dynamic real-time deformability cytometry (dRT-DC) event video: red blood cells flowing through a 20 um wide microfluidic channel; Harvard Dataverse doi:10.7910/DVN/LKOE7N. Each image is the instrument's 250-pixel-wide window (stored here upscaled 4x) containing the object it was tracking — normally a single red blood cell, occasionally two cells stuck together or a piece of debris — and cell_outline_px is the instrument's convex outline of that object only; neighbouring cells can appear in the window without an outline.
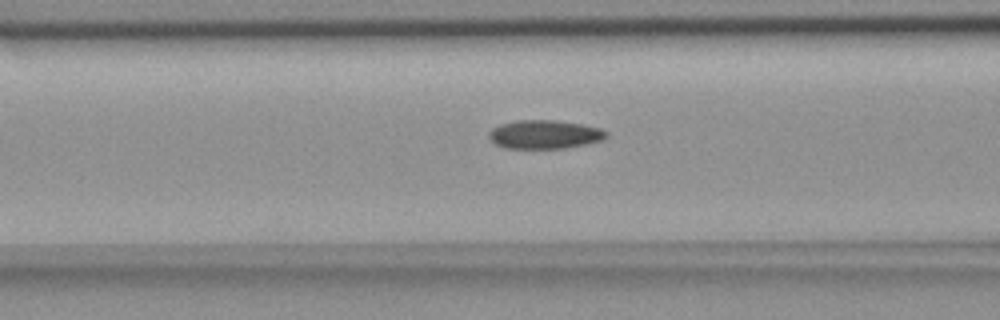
{"species": "common noctule bat (a hibernating species)", "species_latin": "Nyctalus noctula", "temperature_condition": "room temperature", "stored_images_in_passage": 38, "camera_frame_rate_fps": 3000, "um_per_image_px": 0.085, "animal": {"sex": "female", "body_mass_g": 18.4}, "frame": {"image": 1, "passage_image": 11, "time_ms": 3.333, "image_size_px": [1000, 320], "cell_outline_px": [[608, 136], [604, 140], [564, 148], [504, 148], [496, 144], [488, 136], [488, 132], [492, 128], [500, 124], [520, 120], [552, 120], [580, 124], [600, 128], [608, 132]], "centroid_in_image_um": [46.29, 11.43], "position_along_channel_um": 120.3, "area_um2": 19.48}}
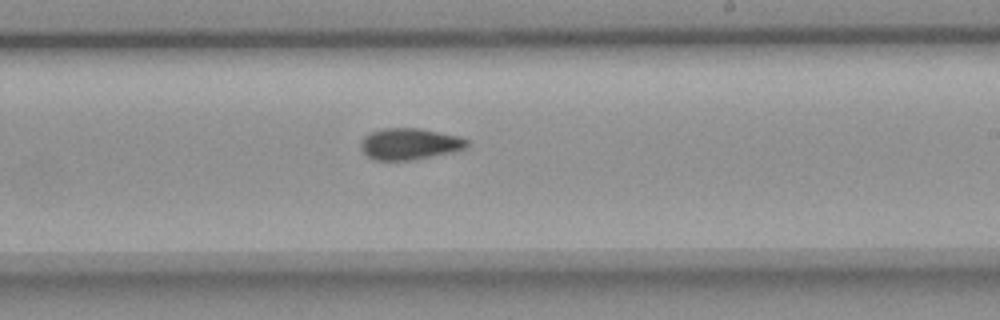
{"frame": {"image": 2, "passage_image": 22, "time_ms": 7.0, "image_size_px": [1000, 320], "cell_outline_px": [[468, 144], [464, 148], [452, 152], [412, 160], [376, 160], [368, 156], [360, 148], [360, 140], [368, 132], [384, 128], [420, 128], [460, 136], [468, 140]], "centroid_in_image_um": [34.78, 12.22], "position_along_channel_um": 254.2, "area_um2": 19.54}}
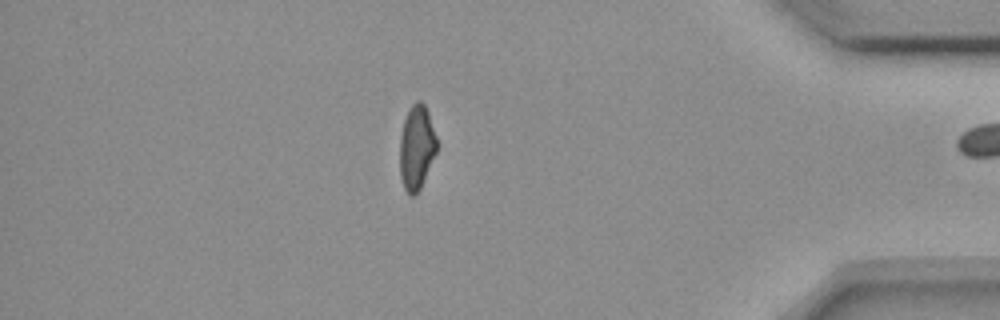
{"frame": {"image": 3, "passage_image": 37, "time_ms": 12.0, "image_size_px": [1000, 320], "cell_outline_px": [[440, 144], [420, 188], [412, 196], [408, 196], [404, 188], [400, 176], [400, 136], [404, 120], [408, 108], [416, 100], [420, 100], [424, 104], [428, 112]], "centroid_in_image_um": [35.42, 12.5], "position_along_channel_um": 399.8, "area_um2": 18.5}}